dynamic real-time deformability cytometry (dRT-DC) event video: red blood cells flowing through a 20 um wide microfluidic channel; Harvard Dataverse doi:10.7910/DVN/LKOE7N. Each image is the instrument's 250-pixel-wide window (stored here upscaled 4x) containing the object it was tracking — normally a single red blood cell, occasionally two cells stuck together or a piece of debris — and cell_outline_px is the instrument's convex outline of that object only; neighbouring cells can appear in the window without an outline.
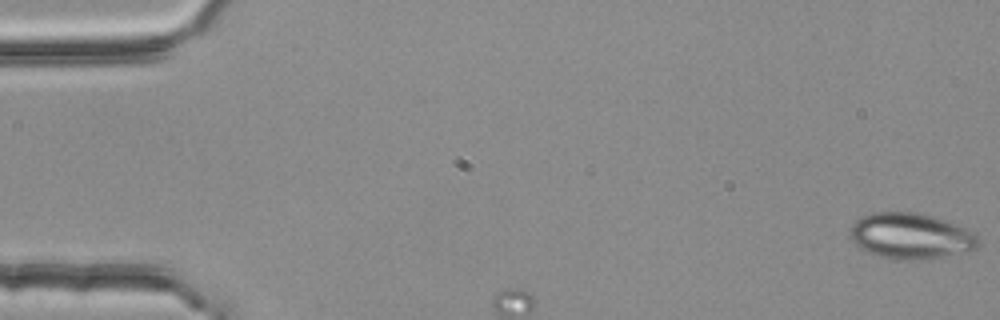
{"species": "common noctule bat (a hibernating species)", "species_latin": "Nyctalus noctula", "temperature_condition": "room temperature", "stored_images_in_passage": 2, "camera_frame_rate_fps": 3000, "um_per_image_px": 0.085, "animal": {"sex": "female", "body_mass_g": 25.1}, "frame": {"image": 1, "passage_image": 1, "time_ms": 0.0, "image_size_px": [1000, 320], "cell_outline_px": [[980, 244], [976, 248], [940, 256], [900, 260], [880, 256], [868, 252], [860, 248], [848, 236], [852, 224], [860, 216], [872, 212], [920, 212], [932, 216], [964, 228], [972, 232], [980, 240]], "centroid_in_image_um": [77.34, 20.03], "position_along_channel_um": 7.7, "area_um2": 33.7}}